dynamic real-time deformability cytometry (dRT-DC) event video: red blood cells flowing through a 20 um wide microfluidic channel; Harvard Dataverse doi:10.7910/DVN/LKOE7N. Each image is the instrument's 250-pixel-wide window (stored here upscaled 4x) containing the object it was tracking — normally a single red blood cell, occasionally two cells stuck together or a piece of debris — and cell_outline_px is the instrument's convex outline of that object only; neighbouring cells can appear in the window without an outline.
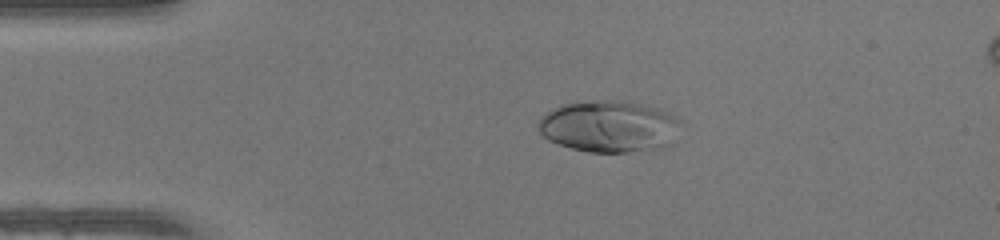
{"species": "human", "species_latin": "Homo sapiens", "temperature_condition": "warm", "stored_images_in_passage": 47, "camera_frame_rate_fps": 3000, "um_per_image_px": 0.085, "donor": {"sex": "female"}, "frame": {"image": 1, "passage_image": 8, "time_ms": 2.333, "image_size_px": [1000, 240], "cell_outline_px": [[680, 120], [668, 144], [652, 148], [624, 152], [588, 152], [572, 148], [548, 140], [540, 132], [536, 124], [540, 116], [552, 108], [560, 104], [604, 100], [608, 100], [640, 104], [656, 108], [676, 116]], "centroid_in_image_um": [51.65, 10.73], "position_along_channel_um": 33.3, "area_um2": 42.02}}
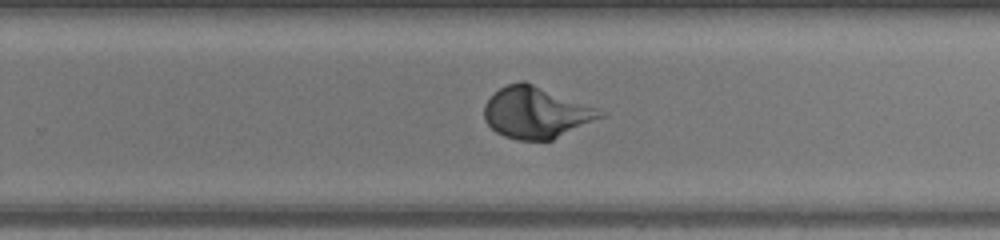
{"frame": {"image": 2, "passage_image": 29, "time_ms": 9.333, "image_size_px": [1000, 240], "cell_outline_px": [[604, 116], [552, 140], [516, 140], [504, 136], [496, 132], [484, 120], [484, 104], [500, 88], [508, 84], [520, 80], [524, 80], [596, 108]], "centroid_in_image_um": [45.51, 9.57], "position_along_channel_um": 284.3, "area_um2": 34.28}}
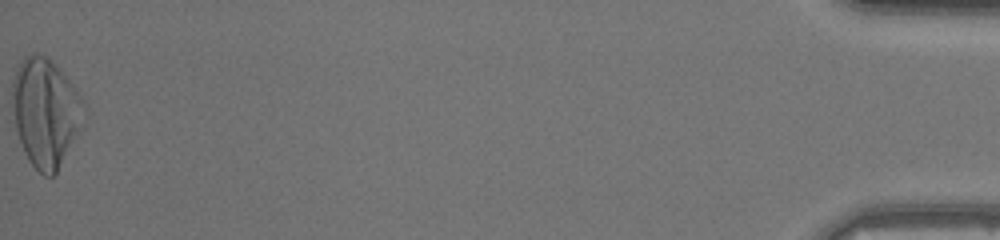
{"frame": {"image": 3, "passage_image": 47, "time_ms": 15.333, "image_size_px": [1000, 240], "cell_outline_px": [[84, 104], [68, 144], [56, 172], [52, 176], [44, 176], [28, 160], [24, 152], [16, 128], [12, 96], [12, 80], [16, 68], [24, 56], [32, 52], [36, 52], [48, 56], [56, 64], [80, 96]], "centroid_in_image_um": [3.75, 9.43], "position_along_channel_um": 431.4, "area_um2": 43.23}, "authors_computed_cell_mechanics": {"area_um2": 34.3332, "velocity_mm_per_s": 4.2159, "shape_relaxation_time_tau1_ms": 2.8601, "shape_relaxation_time_tau2_ms": null, "deformation_change_tau1": 0.2134, "deformation_change_tau2": null}}